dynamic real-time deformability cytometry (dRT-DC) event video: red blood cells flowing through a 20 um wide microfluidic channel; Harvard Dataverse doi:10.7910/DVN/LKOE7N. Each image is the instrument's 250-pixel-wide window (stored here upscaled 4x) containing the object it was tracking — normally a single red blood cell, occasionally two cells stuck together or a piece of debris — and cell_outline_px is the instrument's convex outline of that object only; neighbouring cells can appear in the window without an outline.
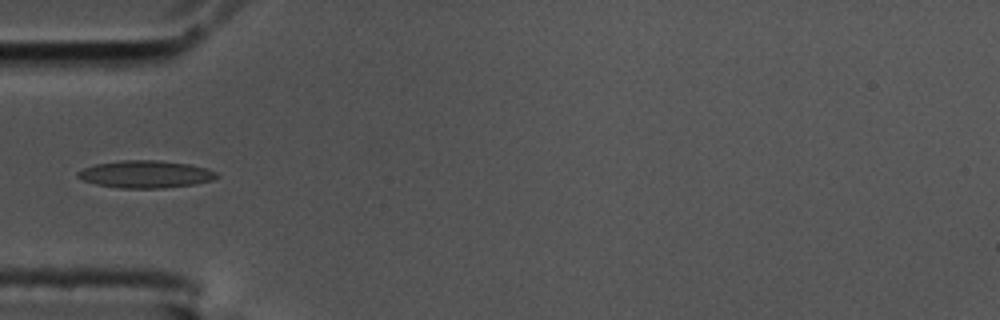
{"species": "common noctule bat (a hibernating species)", "species_latin": "Nyctalus noctula", "temperature_condition": "cold", "stored_images_in_passage": 46, "camera_frame_rate_fps": 3000, "um_per_image_px": 0.085, "animal": {"sex": "male", "body_mass_g": 17.5, "forearm_length_mm": 52.3}, "frame": {"image": 1, "passage_image": 8, "time_ms": 2.333, "image_size_px": [1000, 320], "cell_outline_px": [[220, 176], [212, 180], [192, 184], [160, 188], [120, 188], [96, 184], [84, 180], [76, 176], [76, 172], [84, 168], [96, 164], [120, 160], [160, 160], [188, 164], [208, 168], [216, 172]], "centroid_in_image_um": [12.37, 14.8], "position_along_channel_um": 72.6, "area_um2": 22.08}}
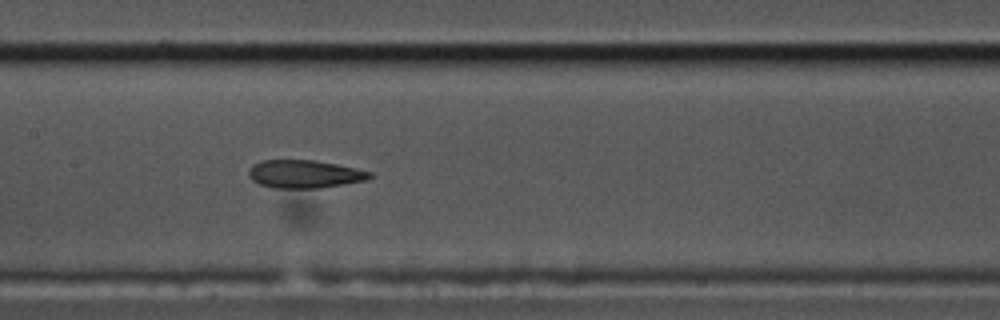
{"frame": {"image": 2, "passage_image": 17, "time_ms": 5.333, "image_size_px": [1000, 320], "cell_outline_px": [[372, 176], [368, 180], [316, 188], [272, 188], [260, 184], [252, 180], [248, 176], [248, 172], [252, 164], [260, 160], [312, 160], [336, 164], [356, 168], [372, 172]], "centroid_in_image_um": [25.85, 14.79], "position_along_channel_um": 181.5, "area_um2": 19.77}}
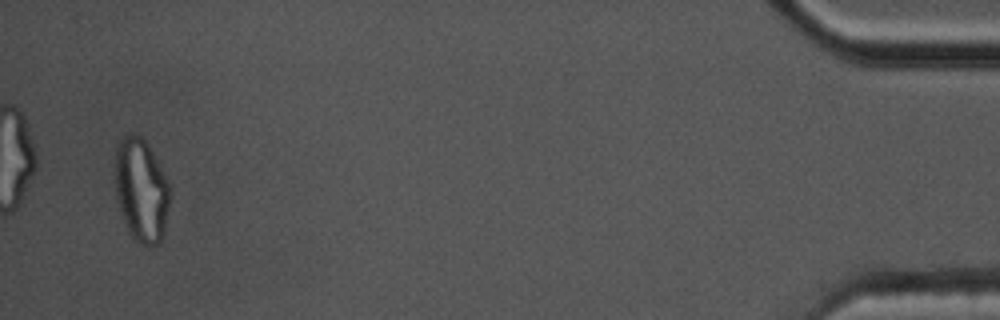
{"frame": {"image": 3, "passage_image": 44, "time_ms": 14.333, "image_size_px": [1000, 320], "cell_outline_px": [[172, 192], [164, 232], [160, 244], [152, 248], [136, 240], [128, 232], [120, 212], [116, 196], [116, 144], [124, 136], [140, 136], [148, 144], [168, 180]], "centroid_in_image_um": [12.04, 16.22], "position_along_channel_um": 423.2, "area_um2": 33.23}, "authors_computed_cell_mechanics": {"area_um2": 20.5479, "velocity_mm_per_s": 3.6179, "shape_relaxation_time_tau1_ms": null, "shape_relaxation_time_tau2_ms": 2.5267, "deformation_change_tau1": null, "deformation_change_tau2": 0.1069}}